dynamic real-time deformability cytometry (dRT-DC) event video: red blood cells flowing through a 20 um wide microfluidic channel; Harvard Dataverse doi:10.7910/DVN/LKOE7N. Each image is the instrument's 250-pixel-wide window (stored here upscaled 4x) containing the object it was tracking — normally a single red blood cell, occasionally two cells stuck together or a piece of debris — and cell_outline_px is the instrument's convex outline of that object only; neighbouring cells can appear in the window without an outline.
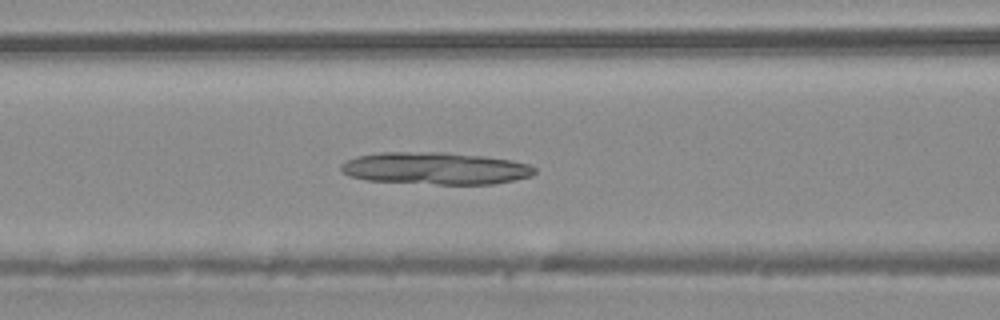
{"species": "common noctule bat (a hibernating species)", "species_latin": "Nyctalus noctula", "temperature_condition": "warm", "stored_images_in_passage": 44, "camera_frame_rate_fps": 3000, "um_per_image_px": 0.085, "animal": {"sex": "male", "body_mass_g": 20.4}, "frame": {"image": 1, "passage_image": 18, "time_ms": 5.667, "image_size_px": [1000, 320], "cell_outline_px": [[536, 172], [532, 176], [516, 180], [492, 184], [436, 184], [368, 180], [348, 176], [340, 172], [340, 164], [348, 160], [360, 156], [380, 152], [448, 152], [484, 156], [512, 160], [528, 164], [536, 168]], "centroid_in_image_um": [37.03, 14.31], "position_along_channel_um": 129.6, "area_um2": 36.47}}
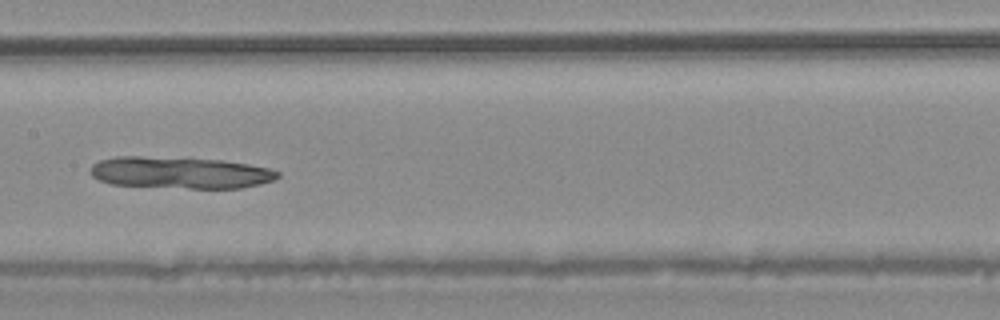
{"frame": {"image": 2, "passage_image": 22, "time_ms": 7.0, "image_size_px": [1000, 320], "cell_outline_px": [[280, 176], [276, 180], [260, 184], [240, 188], [188, 188], [112, 184], [100, 180], [92, 176], [88, 172], [92, 164], [100, 160], [116, 156], [140, 156], [224, 160], [248, 164], [268, 168], [280, 172]], "centroid_in_image_um": [15.32, 14.67], "position_along_channel_um": 192.1, "area_um2": 34.68}}
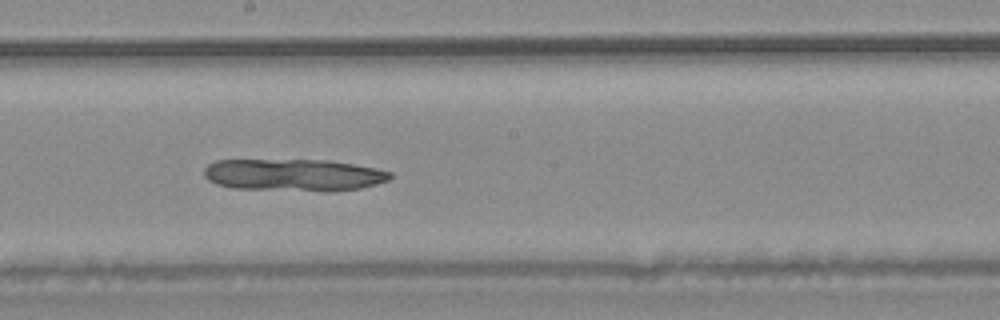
{"frame": {"image": 3, "passage_image": 24, "time_ms": 7.667, "image_size_px": [1000, 320], "cell_outline_px": [[392, 176], [388, 180], [376, 184], [360, 188], [332, 192], [324, 192], [232, 188], [216, 184], [208, 180], [204, 176], [204, 168], [208, 164], [216, 160], [328, 160], [352, 164], [392, 172]], "centroid_in_image_um": [24.93, 14.89], "position_along_channel_um": 223.3, "area_um2": 35.14}}